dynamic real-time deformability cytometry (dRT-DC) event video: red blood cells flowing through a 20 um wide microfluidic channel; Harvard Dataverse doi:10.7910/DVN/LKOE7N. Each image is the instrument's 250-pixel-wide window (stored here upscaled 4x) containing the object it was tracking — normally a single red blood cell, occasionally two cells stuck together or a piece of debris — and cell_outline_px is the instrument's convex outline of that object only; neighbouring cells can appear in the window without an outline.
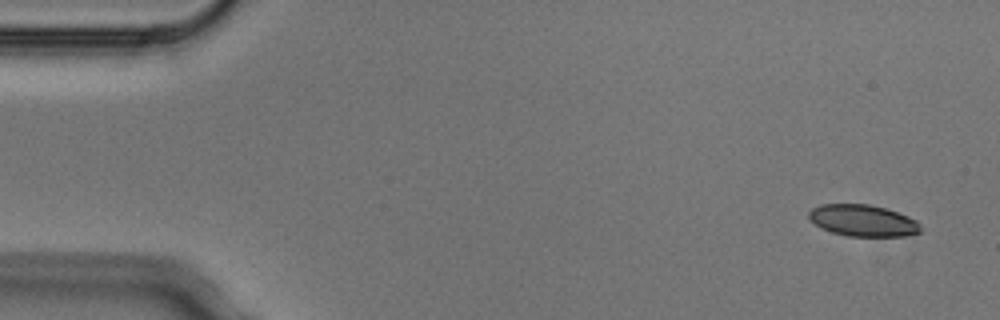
{"species": "Egyptian fruit bat (a non-hibernating species)", "species_latin": "Rousettus aegyptiacus", "temperature_condition": "cold", "stored_images_in_passage": 4, "camera_frame_rate_fps": 3000, "um_per_image_px": 0.085, "animal": {"sex": "male"}, "frame": {"image": 1, "passage_image": 1, "time_ms": 0.0, "image_size_px": [1000, 320], "cell_outline_px": [[924, 228], [920, 232], [904, 236], [848, 236], [832, 232], [820, 228], [808, 220], [808, 212], [812, 208], [820, 204], [868, 204], [888, 208], [908, 216], [916, 220]], "centroid_in_image_um": [73.34, 18.74], "position_along_channel_um": 11.7, "area_um2": 20.92}}
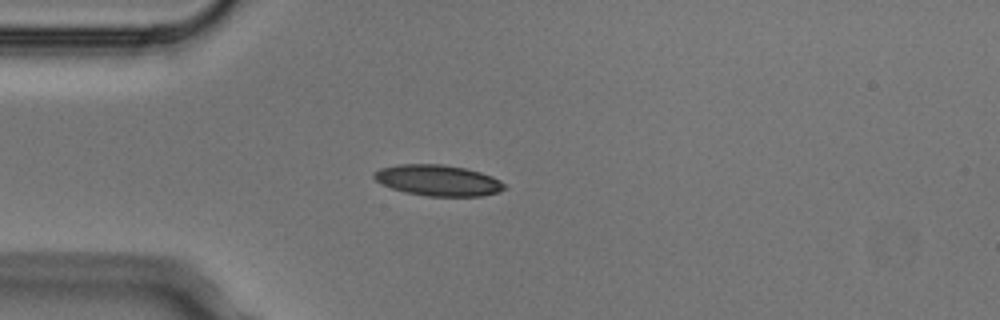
{"frame": {"image": 2, "passage_image": 3, "time_ms": 0.667, "image_size_px": [1000, 320], "cell_outline_px": [[504, 188], [500, 192], [480, 196], [428, 196], [404, 192], [380, 184], [372, 176], [372, 172], [380, 168], [400, 164], [440, 164], [464, 168], [480, 172], [492, 176], [500, 180], [504, 184]], "centroid_in_image_um": [37.19, 15.33], "position_along_channel_um": 47.8, "area_um2": 23.52}}